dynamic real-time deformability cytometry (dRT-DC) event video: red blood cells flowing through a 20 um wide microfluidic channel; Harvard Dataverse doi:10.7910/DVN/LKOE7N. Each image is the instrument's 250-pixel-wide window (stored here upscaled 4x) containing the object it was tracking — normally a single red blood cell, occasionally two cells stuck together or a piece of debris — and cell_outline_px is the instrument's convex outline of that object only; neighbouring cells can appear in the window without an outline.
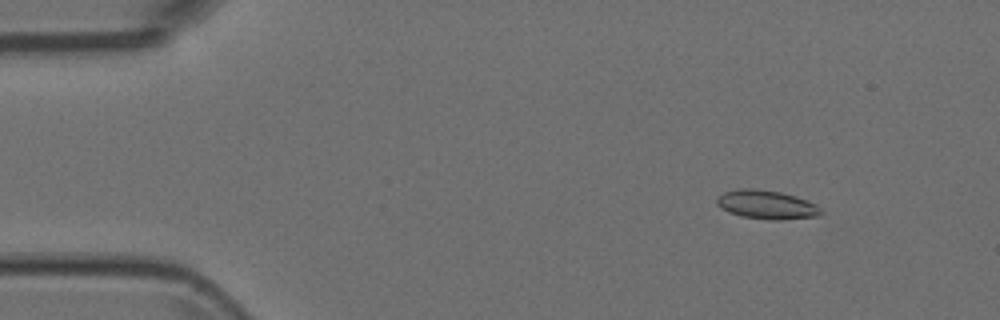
{"species": "Egyptian fruit bat (a non-hibernating species)", "species_latin": "Rousettus aegyptiacus", "temperature_condition": "room temperature", "stored_images_in_passage": 4, "camera_frame_rate_fps": 3000, "um_per_image_px": 0.085, "animal": {"sex": "female"}, "frame": {"image": 1, "passage_image": 1, "time_ms": 0.0, "image_size_px": [1000, 320], "cell_outline_px": [[824, 212], [820, 216], [780, 220], [768, 220], [740, 216], [728, 212], [716, 204], [716, 196], [724, 192], [740, 188], [752, 188], [780, 192], [796, 196], [816, 204]], "centroid_in_image_um": [65.16, 17.4], "position_along_channel_um": 19.8, "area_um2": 17.69}}
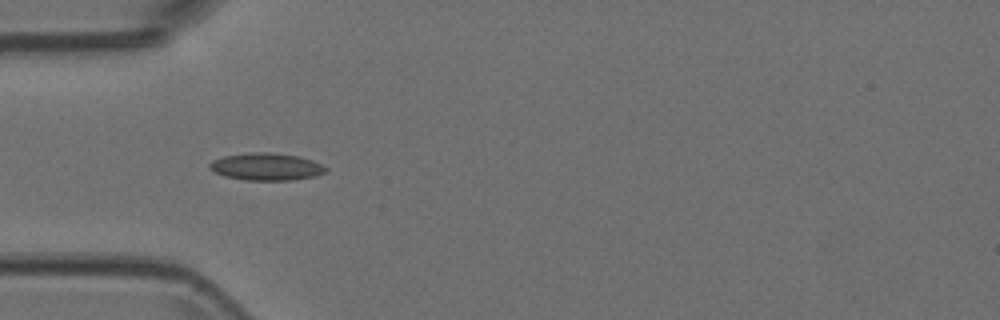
{"frame": {"image": 2, "passage_image": 3, "time_ms": 0.667, "image_size_px": [1000, 320], "cell_outline_px": [[328, 172], [316, 176], [292, 180], [244, 180], [224, 176], [208, 168], [208, 164], [212, 160], [224, 156], [248, 152], [268, 152], [300, 156], [312, 160], [328, 168]], "centroid_in_image_um": [22.64, 14.17], "position_along_channel_um": 62.4, "area_um2": 18.67}}
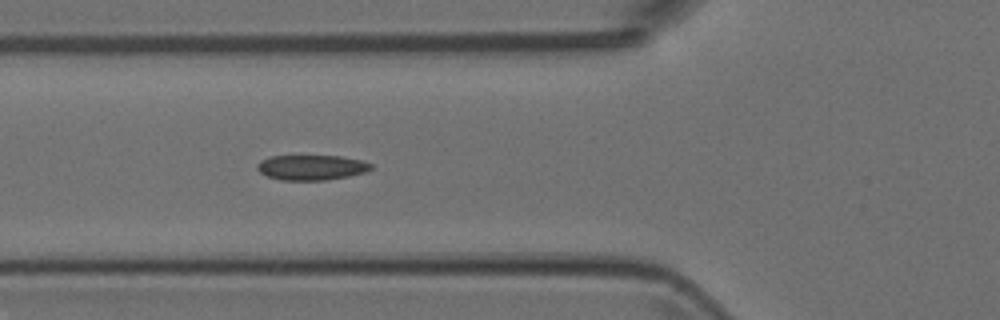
{"frame": {"image": 3, "passage_image": 4, "time_ms": 1.0, "image_size_px": [1000, 320], "cell_outline_px": [[372, 168], [364, 172], [348, 176], [328, 180], [280, 180], [268, 176], [260, 172], [256, 168], [256, 164], [260, 160], [272, 156], [340, 156], [364, 160], [372, 164]], "centroid_in_image_um": [26.47, 14.23], "position_along_channel_um": 99.3, "area_um2": 16.7}}